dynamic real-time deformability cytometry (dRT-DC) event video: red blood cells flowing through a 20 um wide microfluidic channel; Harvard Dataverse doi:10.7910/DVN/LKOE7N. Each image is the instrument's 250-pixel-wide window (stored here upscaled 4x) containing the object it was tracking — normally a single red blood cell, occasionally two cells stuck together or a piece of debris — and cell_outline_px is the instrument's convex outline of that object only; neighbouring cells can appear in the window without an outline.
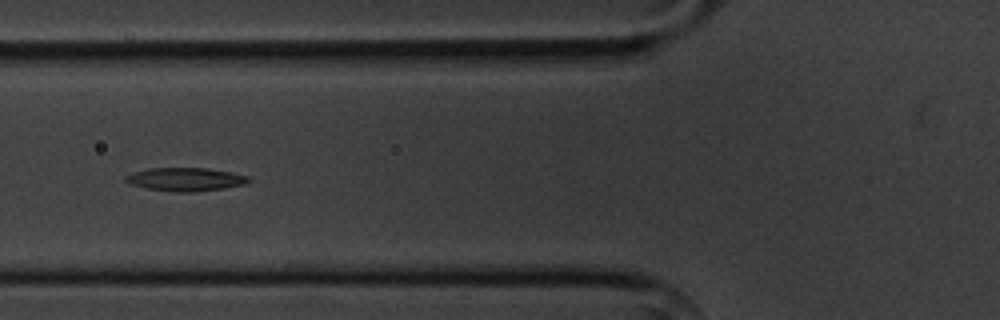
{"species": "common noctule bat (a hibernating species)", "species_latin": "Nyctalus noctula", "temperature_condition": "cold", "stored_images_in_passage": 7, "camera_frame_rate_fps": 3000, "um_per_image_px": 0.085, "animal": {"sex": "male", "body_mass_g": 20.1, "forearm_length_mm": 53.5}, "frame": {"image": 1, "passage_image": 4, "time_ms": 3.667, "image_size_px": [1000, 320], "cell_outline_px": [[252, 180], [248, 184], [224, 188], [192, 192], [176, 192], [148, 188], [128, 184], [124, 180], [124, 176], [132, 172], [148, 168], [204, 168], [232, 172], [248, 176]], "centroid_in_image_um": [15.77, 15.24], "position_along_channel_um": 110.0, "area_um2": 16.88}}
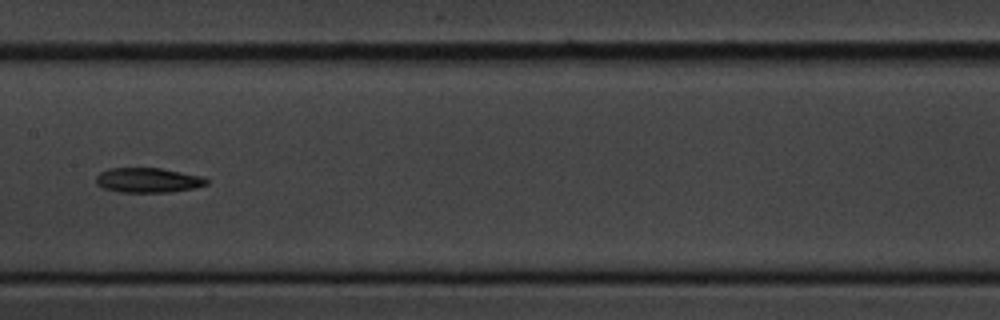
{"frame": {"image": 2, "passage_image": 6, "time_ms": 6.0, "image_size_px": [1000, 320], "cell_outline_px": [[208, 184], [196, 188], [172, 192], [120, 192], [104, 188], [96, 184], [96, 176], [100, 172], [108, 168], [160, 168], [200, 176], [208, 180]], "centroid_in_image_um": [12.57, 15.32], "position_along_channel_um": 194.8, "area_um2": 15.95}}
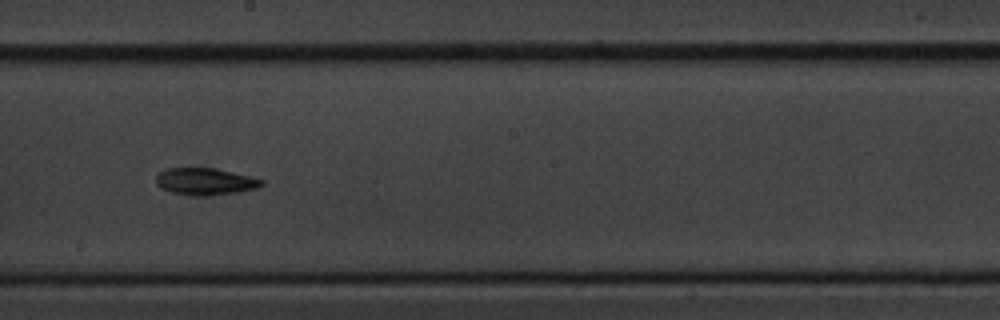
{"frame": {"image": 3, "passage_image": 7, "time_ms": 7.0, "image_size_px": [1000, 320], "cell_outline_px": [[264, 184], [260, 188], [240, 192], [204, 196], [196, 196], [172, 192], [160, 188], [156, 184], [156, 176], [164, 168], [216, 168], [264, 180]], "centroid_in_image_um": [17.45, 15.43], "position_along_channel_um": 230.7, "area_um2": 16.7}}